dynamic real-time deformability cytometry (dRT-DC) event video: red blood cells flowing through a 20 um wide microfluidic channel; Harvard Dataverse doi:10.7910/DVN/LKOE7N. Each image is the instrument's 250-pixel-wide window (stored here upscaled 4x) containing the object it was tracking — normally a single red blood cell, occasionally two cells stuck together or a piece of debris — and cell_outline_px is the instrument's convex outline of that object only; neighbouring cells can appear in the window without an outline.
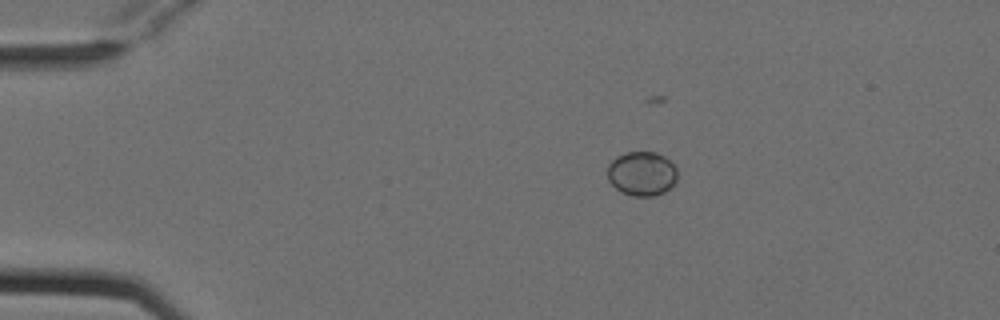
{"species": "Egyptian fruit bat (a non-hibernating species)", "species_latin": "Rousettus aegyptiacus", "temperature_condition": "cold", "stored_images_in_passage": 4, "camera_frame_rate_fps": 3000, "um_per_image_px": 0.085, "animal": {"sex": "female"}, "frame": {"image": 1, "passage_image": 1, "time_ms": 0.0, "image_size_px": [1000, 320], "cell_outline_px": [[676, 180], [664, 192], [652, 196], [632, 196], [620, 192], [608, 180], [608, 164], [616, 156], [628, 152], [656, 152], [664, 156], [676, 168]], "centroid_in_image_um": [54.52, 14.76], "position_along_channel_um": 30.5, "area_um2": 17.92}}
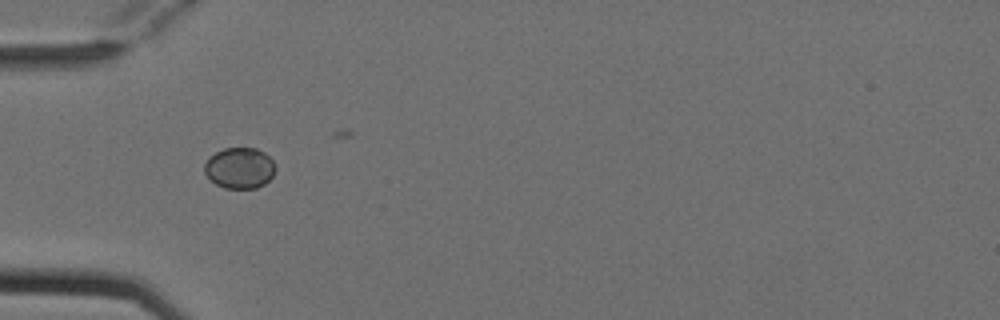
{"frame": {"image": 2, "passage_image": 3, "time_ms": 0.667, "image_size_px": [1000, 320], "cell_outline_px": [[276, 168], [272, 176], [264, 184], [256, 188], [224, 188], [216, 184], [204, 172], [204, 164], [208, 156], [224, 148], [256, 148], [264, 152], [272, 160]], "centroid_in_image_um": [20.35, 14.27], "position_along_channel_um": 64.6, "area_um2": 16.94}}